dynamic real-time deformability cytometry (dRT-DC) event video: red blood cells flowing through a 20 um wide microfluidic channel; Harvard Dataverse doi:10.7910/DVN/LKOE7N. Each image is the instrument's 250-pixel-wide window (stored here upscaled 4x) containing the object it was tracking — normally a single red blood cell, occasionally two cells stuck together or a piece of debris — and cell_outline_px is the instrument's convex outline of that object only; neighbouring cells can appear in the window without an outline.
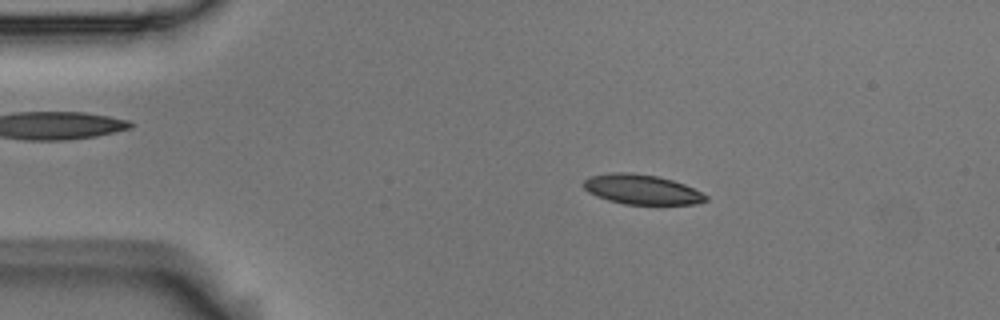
{"species": "Egyptian fruit bat (a non-hibernating species)", "species_latin": "Rousettus aegyptiacus", "temperature_condition": "room temperature", "stored_images_in_passage": 5, "camera_frame_rate_fps": 3000, "um_per_image_px": 0.085, "animal": {"sex": "male"}, "frame": {"image": 1, "passage_image": 2, "time_ms": 0.333, "image_size_px": [1000, 320], "cell_outline_px": [[708, 200], [696, 204], [624, 204], [608, 200], [596, 196], [588, 192], [584, 188], [584, 180], [588, 176], [612, 172], [632, 172], [656, 176], [672, 180], [684, 184], [708, 196]], "centroid_in_image_um": [54.52, 16.1], "position_along_channel_um": 30.5, "area_um2": 21.21}}
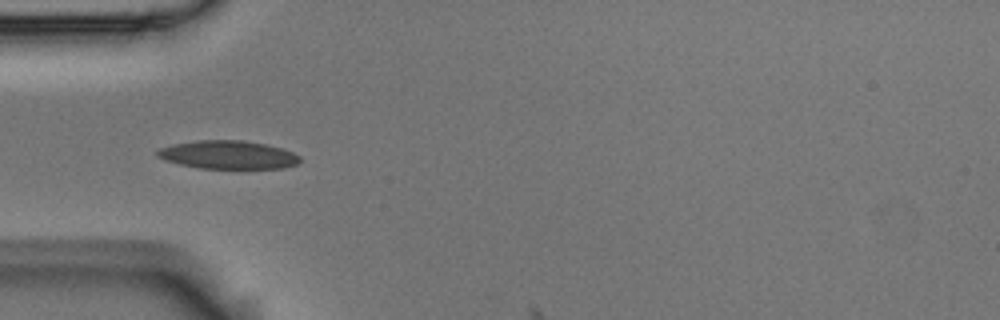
{"frame": {"image": 2, "passage_image": 4, "time_ms": 1.0, "image_size_px": [1000, 320], "cell_outline_px": [[300, 160], [296, 164], [284, 168], [200, 168], [180, 164], [164, 160], [156, 156], [156, 152], [160, 148], [172, 144], [196, 140], [244, 140], [264, 144], [280, 148], [292, 152], [300, 156]], "centroid_in_image_um": [19.35, 13.15], "position_along_channel_um": 65.7, "area_um2": 23.41}}